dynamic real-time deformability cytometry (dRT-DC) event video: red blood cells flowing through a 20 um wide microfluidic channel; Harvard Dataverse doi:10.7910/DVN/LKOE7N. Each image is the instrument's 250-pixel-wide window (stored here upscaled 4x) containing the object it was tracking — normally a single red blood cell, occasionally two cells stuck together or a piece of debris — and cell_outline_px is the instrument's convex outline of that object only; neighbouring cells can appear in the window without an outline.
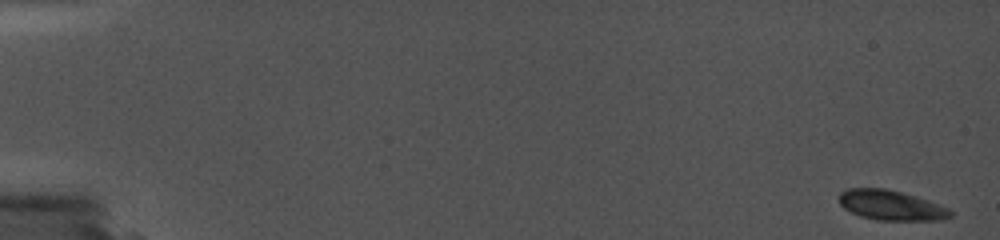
{"species": "common noctule bat (a hibernating species)", "species_latin": "Nyctalus noctula", "temperature_condition": "cold", "stored_images_in_passage": 3, "camera_frame_rate_fps": 5000, "um_per_image_px": 0.085, "animal": {"sex": "female", "body_mass_g": 19.0, "forearm_length_mm": 56.7}, "frame": {"image": 1, "passage_image": 3, "time_ms": 1.2, "image_size_px": [1000, 240], "cell_outline_px": [[952, 216], [940, 220], [876, 220], [860, 216], [844, 208], [840, 204], [840, 192], [848, 188], [884, 188], [916, 196], [928, 200], [948, 208], [952, 212]], "centroid_in_image_um": [75.73, 17.45], "position_along_channel_um": 9.3, "area_um2": 19.31}}